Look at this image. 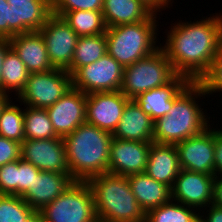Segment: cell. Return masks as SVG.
Returning <instances> with one entry per match:
<instances>
[{
    "mask_svg": "<svg viewBox=\"0 0 222 222\" xmlns=\"http://www.w3.org/2000/svg\"><path fill=\"white\" fill-rule=\"evenodd\" d=\"M21 158V143L0 136V167Z\"/></svg>",
    "mask_w": 222,
    "mask_h": 222,
    "instance_id": "cell-36",
    "label": "cell"
},
{
    "mask_svg": "<svg viewBox=\"0 0 222 222\" xmlns=\"http://www.w3.org/2000/svg\"><path fill=\"white\" fill-rule=\"evenodd\" d=\"M71 88L72 76L66 70L53 68L47 72L30 73L16 102H21L23 106L46 109Z\"/></svg>",
    "mask_w": 222,
    "mask_h": 222,
    "instance_id": "cell-8",
    "label": "cell"
},
{
    "mask_svg": "<svg viewBox=\"0 0 222 222\" xmlns=\"http://www.w3.org/2000/svg\"><path fill=\"white\" fill-rule=\"evenodd\" d=\"M127 179L132 193L145 214L172 199L171 188L157 182L146 173L132 174L127 176Z\"/></svg>",
    "mask_w": 222,
    "mask_h": 222,
    "instance_id": "cell-23",
    "label": "cell"
},
{
    "mask_svg": "<svg viewBox=\"0 0 222 222\" xmlns=\"http://www.w3.org/2000/svg\"><path fill=\"white\" fill-rule=\"evenodd\" d=\"M25 222H45L40 212H34Z\"/></svg>",
    "mask_w": 222,
    "mask_h": 222,
    "instance_id": "cell-44",
    "label": "cell"
},
{
    "mask_svg": "<svg viewBox=\"0 0 222 222\" xmlns=\"http://www.w3.org/2000/svg\"><path fill=\"white\" fill-rule=\"evenodd\" d=\"M218 129V130H217ZM215 128L214 175L222 176V128Z\"/></svg>",
    "mask_w": 222,
    "mask_h": 222,
    "instance_id": "cell-38",
    "label": "cell"
},
{
    "mask_svg": "<svg viewBox=\"0 0 222 222\" xmlns=\"http://www.w3.org/2000/svg\"><path fill=\"white\" fill-rule=\"evenodd\" d=\"M9 40L11 48L30 73L47 72L53 69L40 31L17 34Z\"/></svg>",
    "mask_w": 222,
    "mask_h": 222,
    "instance_id": "cell-19",
    "label": "cell"
},
{
    "mask_svg": "<svg viewBox=\"0 0 222 222\" xmlns=\"http://www.w3.org/2000/svg\"><path fill=\"white\" fill-rule=\"evenodd\" d=\"M214 14L171 24L165 45L160 43L175 72L189 81L199 82L209 71L222 43V13Z\"/></svg>",
    "mask_w": 222,
    "mask_h": 222,
    "instance_id": "cell-1",
    "label": "cell"
},
{
    "mask_svg": "<svg viewBox=\"0 0 222 222\" xmlns=\"http://www.w3.org/2000/svg\"><path fill=\"white\" fill-rule=\"evenodd\" d=\"M153 131L154 120L130 99L112 136L120 140L153 142Z\"/></svg>",
    "mask_w": 222,
    "mask_h": 222,
    "instance_id": "cell-20",
    "label": "cell"
},
{
    "mask_svg": "<svg viewBox=\"0 0 222 222\" xmlns=\"http://www.w3.org/2000/svg\"><path fill=\"white\" fill-rule=\"evenodd\" d=\"M29 75L30 72L26 69L25 64L11 48L3 62L2 91L8 94L15 92L17 94L15 97H17L24 89Z\"/></svg>",
    "mask_w": 222,
    "mask_h": 222,
    "instance_id": "cell-26",
    "label": "cell"
},
{
    "mask_svg": "<svg viewBox=\"0 0 222 222\" xmlns=\"http://www.w3.org/2000/svg\"><path fill=\"white\" fill-rule=\"evenodd\" d=\"M34 212L21 196L0 194V222H25Z\"/></svg>",
    "mask_w": 222,
    "mask_h": 222,
    "instance_id": "cell-31",
    "label": "cell"
},
{
    "mask_svg": "<svg viewBox=\"0 0 222 222\" xmlns=\"http://www.w3.org/2000/svg\"><path fill=\"white\" fill-rule=\"evenodd\" d=\"M24 136L27 139L58 138L46 109L25 106Z\"/></svg>",
    "mask_w": 222,
    "mask_h": 222,
    "instance_id": "cell-29",
    "label": "cell"
},
{
    "mask_svg": "<svg viewBox=\"0 0 222 222\" xmlns=\"http://www.w3.org/2000/svg\"><path fill=\"white\" fill-rule=\"evenodd\" d=\"M10 5L0 0V39H9Z\"/></svg>",
    "mask_w": 222,
    "mask_h": 222,
    "instance_id": "cell-37",
    "label": "cell"
},
{
    "mask_svg": "<svg viewBox=\"0 0 222 222\" xmlns=\"http://www.w3.org/2000/svg\"><path fill=\"white\" fill-rule=\"evenodd\" d=\"M157 14L147 20L106 28L107 53L123 68L143 59L160 48L156 43L159 25Z\"/></svg>",
    "mask_w": 222,
    "mask_h": 222,
    "instance_id": "cell-5",
    "label": "cell"
},
{
    "mask_svg": "<svg viewBox=\"0 0 222 222\" xmlns=\"http://www.w3.org/2000/svg\"><path fill=\"white\" fill-rule=\"evenodd\" d=\"M151 143L112 138L108 172L122 176L145 173Z\"/></svg>",
    "mask_w": 222,
    "mask_h": 222,
    "instance_id": "cell-16",
    "label": "cell"
},
{
    "mask_svg": "<svg viewBox=\"0 0 222 222\" xmlns=\"http://www.w3.org/2000/svg\"><path fill=\"white\" fill-rule=\"evenodd\" d=\"M143 4H145L154 14L160 13L162 10H166L170 8L174 0H140ZM172 1V3H171Z\"/></svg>",
    "mask_w": 222,
    "mask_h": 222,
    "instance_id": "cell-40",
    "label": "cell"
},
{
    "mask_svg": "<svg viewBox=\"0 0 222 222\" xmlns=\"http://www.w3.org/2000/svg\"><path fill=\"white\" fill-rule=\"evenodd\" d=\"M202 96H207L203 86L189 81L173 97L168 114L154 121L153 142L176 144L205 131L210 126V117L197 102Z\"/></svg>",
    "mask_w": 222,
    "mask_h": 222,
    "instance_id": "cell-2",
    "label": "cell"
},
{
    "mask_svg": "<svg viewBox=\"0 0 222 222\" xmlns=\"http://www.w3.org/2000/svg\"><path fill=\"white\" fill-rule=\"evenodd\" d=\"M87 94L71 88L56 103L46 108L55 133L64 137L86 123Z\"/></svg>",
    "mask_w": 222,
    "mask_h": 222,
    "instance_id": "cell-15",
    "label": "cell"
},
{
    "mask_svg": "<svg viewBox=\"0 0 222 222\" xmlns=\"http://www.w3.org/2000/svg\"><path fill=\"white\" fill-rule=\"evenodd\" d=\"M11 49L9 39H0V90L2 91V69L7 52Z\"/></svg>",
    "mask_w": 222,
    "mask_h": 222,
    "instance_id": "cell-42",
    "label": "cell"
},
{
    "mask_svg": "<svg viewBox=\"0 0 222 222\" xmlns=\"http://www.w3.org/2000/svg\"><path fill=\"white\" fill-rule=\"evenodd\" d=\"M40 170L32 163L21 158L18 160V196H23L32 186L34 178L38 176Z\"/></svg>",
    "mask_w": 222,
    "mask_h": 222,
    "instance_id": "cell-35",
    "label": "cell"
},
{
    "mask_svg": "<svg viewBox=\"0 0 222 222\" xmlns=\"http://www.w3.org/2000/svg\"><path fill=\"white\" fill-rule=\"evenodd\" d=\"M0 136L22 143L24 136V109L12 100L0 114Z\"/></svg>",
    "mask_w": 222,
    "mask_h": 222,
    "instance_id": "cell-30",
    "label": "cell"
},
{
    "mask_svg": "<svg viewBox=\"0 0 222 222\" xmlns=\"http://www.w3.org/2000/svg\"><path fill=\"white\" fill-rule=\"evenodd\" d=\"M178 74L160 47L151 55L124 68L120 91L129 99L172 82Z\"/></svg>",
    "mask_w": 222,
    "mask_h": 222,
    "instance_id": "cell-6",
    "label": "cell"
},
{
    "mask_svg": "<svg viewBox=\"0 0 222 222\" xmlns=\"http://www.w3.org/2000/svg\"><path fill=\"white\" fill-rule=\"evenodd\" d=\"M10 5L9 39L39 31L52 14L51 0H6Z\"/></svg>",
    "mask_w": 222,
    "mask_h": 222,
    "instance_id": "cell-17",
    "label": "cell"
},
{
    "mask_svg": "<svg viewBox=\"0 0 222 222\" xmlns=\"http://www.w3.org/2000/svg\"><path fill=\"white\" fill-rule=\"evenodd\" d=\"M195 210L171 199L149 210L145 214V222H199L200 214Z\"/></svg>",
    "mask_w": 222,
    "mask_h": 222,
    "instance_id": "cell-28",
    "label": "cell"
},
{
    "mask_svg": "<svg viewBox=\"0 0 222 222\" xmlns=\"http://www.w3.org/2000/svg\"><path fill=\"white\" fill-rule=\"evenodd\" d=\"M86 182L93 193L98 222H145L127 176L106 172Z\"/></svg>",
    "mask_w": 222,
    "mask_h": 222,
    "instance_id": "cell-4",
    "label": "cell"
},
{
    "mask_svg": "<svg viewBox=\"0 0 222 222\" xmlns=\"http://www.w3.org/2000/svg\"><path fill=\"white\" fill-rule=\"evenodd\" d=\"M75 181L70 174L40 171L34 178L31 188L22 198L35 212H39L46 204L64 193Z\"/></svg>",
    "mask_w": 222,
    "mask_h": 222,
    "instance_id": "cell-18",
    "label": "cell"
},
{
    "mask_svg": "<svg viewBox=\"0 0 222 222\" xmlns=\"http://www.w3.org/2000/svg\"><path fill=\"white\" fill-rule=\"evenodd\" d=\"M44 39L48 59L53 68L68 70L79 36L60 16L51 14L39 30Z\"/></svg>",
    "mask_w": 222,
    "mask_h": 222,
    "instance_id": "cell-10",
    "label": "cell"
},
{
    "mask_svg": "<svg viewBox=\"0 0 222 222\" xmlns=\"http://www.w3.org/2000/svg\"><path fill=\"white\" fill-rule=\"evenodd\" d=\"M21 159L40 171L70 174L62 137L24 140L21 143Z\"/></svg>",
    "mask_w": 222,
    "mask_h": 222,
    "instance_id": "cell-13",
    "label": "cell"
},
{
    "mask_svg": "<svg viewBox=\"0 0 222 222\" xmlns=\"http://www.w3.org/2000/svg\"><path fill=\"white\" fill-rule=\"evenodd\" d=\"M199 83L203 86L207 95L222 92V43L209 71L202 77Z\"/></svg>",
    "mask_w": 222,
    "mask_h": 222,
    "instance_id": "cell-33",
    "label": "cell"
},
{
    "mask_svg": "<svg viewBox=\"0 0 222 222\" xmlns=\"http://www.w3.org/2000/svg\"><path fill=\"white\" fill-rule=\"evenodd\" d=\"M214 206L222 208V176L214 178L213 202Z\"/></svg>",
    "mask_w": 222,
    "mask_h": 222,
    "instance_id": "cell-41",
    "label": "cell"
},
{
    "mask_svg": "<svg viewBox=\"0 0 222 222\" xmlns=\"http://www.w3.org/2000/svg\"><path fill=\"white\" fill-rule=\"evenodd\" d=\"M107 53L105 33L79 37L71 67L67 72L72 76L79 68L96 62Z\"/></svg>",
    "mask_w": 222,
    "mask_h": 222,
    "instance_id": "cell-25",
    "label": "cell"
},
{
    "mask_svg": "<svg viewBox=\"0 0 222 222\" xmlns=\"http://www.w3.org/2000/svg\"><path fill=\"white\" fill-rule=\"evenodd\" d=\"M79 37L106 32L102 11H69L63 17Z\"/></svg>",
    "mask_w": 222,
    "mask_h": 222,
    "instance_id": "cell-27",
    "label": "cell"
},
{
    "mask_svg": "<svg viewBox=\"0 0 222 222\" xmlns=\"http://www.w3.org/2000/svg\"><path fill=\"white\" fill-rule=\"evenodd\" d=\"M123 66L108 53L91 64L79 68L72 75V87L85 94L120 90Z\"/></svg>",
    "mask_w": 222,
    "mask_h": 222,
    "instance_id": "cell-9",
    "label": "cell"
},
{
    "mask_svg": "<svg viewBox=\"0 0 222 222\" xmlns=\"http://www.w3.org/2000/svg\"><path fill=\"white\" fill-rule=\"evenodd\" d=\"M102 14L109 28L147 20L153 12L140 0H104Z\"/></svg>",
    "mask_w": 222,
    "mask_h": 222,
    "instance_id": "cell-24",
    "label": "cell"
},
{
    "mask_svg": "<svg viewBox=\"0 0 222 222\" xmlns=\"http://www.w3.org/2000/svg\"><path fill=\"white\" fill-rule=\"evenodd\" d=\"M39 212L45 222H98L93 193L86 181H75Z\"/></svg>",
    "mask_w": 222,
    "mask_h": 222,
    "instance_id": "cell-7",
    "label": "cell"
},
{
    "mask_svg": "<svg viewBox=\"0 0 222 222\" xmlns=\"http://www.w3.org/2000/svg\"><path fill=\"white\" fill-rule=\"evenodd\" d=\"M189 82L178 75L172 82L139 94L134 101L154 121L168 114L173 106V97Z\"/></svg>",
    "mask_w": 222,
    "mask_h": 222,
    "instance_id": "cell-22",
    "label": "cell"
},
{
    "mask_svg": "<svg viewBox=\"0 0 222 222\" xmlns=\"http://www.w3.org/2000/svg\"><path fill=\"white\" fill-rule=\"evenodd\" d=\"M207 208H209L206 211L207 215H199V222H222V208L214 206L213 204Z\"/></svg>",
    "mask_w": 222,
    "mask_h": 222,
    "instance_id": "cell-39",
    "label": "cell"
},
{
    "mask_svg": "<svg viewBox=\"0 0 222 222\" xmlns=\"http://www.w3.org/2000/svg\"><path fill=\"white\" fill-rule=\"evenodd\" d=\"M11 95H9L6 92H3L0 90V114L2 112V110L5 108V106L13 99H11L12 97H10ZM10 97V98H9Z\"/></svg>",
    "mask_w": 222,
    "mask_h": 222,
    "instance_id": "cell-43",
    "label": "cell"
},
{
    "mask_svg": "<svg viewBox=\"0 0 222 222\" xmlns=\"http://www.w3.org/2000/svg\"><path fill=\"white\" fill-rule=\"evenodd\" d=\"M0 194L18 196V160L0 167Z\"/></svg>",
    "mask_w": 222,
    "mask_h": 222,
    "instance_id": "cell-34",
    "label": "cell"
},
{
    "mask_svg": "<svg viewBox=\"0 0 222 222\" xmlns=\"http://www.w3.org/2000/svg\"><path fill=\"white\" fill-rule=\"evenodd\" d=\"M104 0H51L52 13L63 17L69 11H102Z\"/></svg>",
    "mask_w": 222,
    "mask_h": 222,
    "instance_id": "cell-32",
    "label": "cell"
},
{
    "mask_svg": "<svg viewBox=\"0 0 222 222\" xmlns=\"http://www.w3.org/2000/svg\"><path fill=\"white\" fill-rule=\"evenodd\" d=\"M214 178L215 175L181 169L171 189L172 200L206 214V207L213 202Z\"/></svg>",
    "mask_w": 222,
    "mask_h": 222,
    "instance_id": "cell-11",
    "label": "cell"
},
{
    "mask_svg": "<svg viewBox=\"0 0 222 222\" xmlns=\"http://www.w3.org/2000/svg\"><path fill=\"white\" fill-rule=\"evenodd\" d=\"M175 144L181 169L214 175L215 128Z\"/></svg>",
    "mask_w": 222,
    "mask_h": 222,
    "instance_id": "cell-12",
    "label": "cell"
},
{
    "mask_svg": "<svg viewBox=\"0 0 222 222\" xmlns=\"http://www.w3.org/2000/svg\"><path fill=\"white\" fill-rule=\"evenodd\" d=\"M181 166L175 144L152 142L145 173L172 189Z\"/></svg>",
    "mask_w": 222,
    "mask_h": 222,
    "instance_id": "cell-21",
    "label": "cell"
},
{
    "mask_svg": "<svg viewBox=\"0 0 222 222\" xmlns=\"http://www.w3.org/2000/svg\"><path fill=\"white\" fill-rule=\"evenodd\" d=\"M129 100L120 90L87 94L86 123L112 134Z\"/></svg>",
    "mask_w": 222,
    "mask_h": 222,
    "instance_id": "cell-14",
    "label": "cell"
},
{
    "mask_svg": "<svg viewBox=\"0 0 222 222\" xmlns=\"http://www.w3.org/2000/svg\"><path fill=\"white\" fill-rule=\"evenodd\" d=\"M112 134L84 123L63 137L70 175L76 181L108 172Z\"/></svg>",
    "mask_w": 222,
    "mask_h": 222,
    "instance_id": "cell-3",
    "label": "cell"
}]
</instances>
